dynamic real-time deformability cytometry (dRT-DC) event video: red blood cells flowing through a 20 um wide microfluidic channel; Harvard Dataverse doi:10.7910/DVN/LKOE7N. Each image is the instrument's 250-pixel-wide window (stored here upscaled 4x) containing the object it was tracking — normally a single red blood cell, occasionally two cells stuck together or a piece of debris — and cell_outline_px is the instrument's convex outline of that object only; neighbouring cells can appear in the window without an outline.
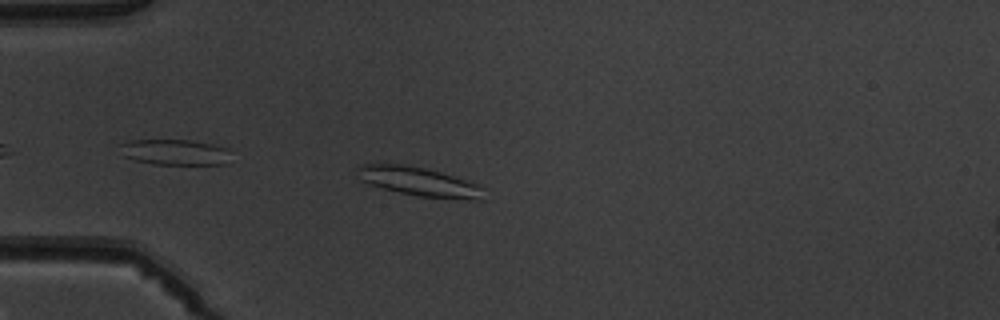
{"species": "common noctule bat (a hibernating species)", "species_latin": "Nyctalus noctula", "temperature_condition": "warm", "stored_images_in_passage": 5, "camera_frame_rate_fps": 3000, "um_per_image_px": 0.085, "animal": {"sex": "male", "body_mass_g": 19.5, "forearm_length_mm": 54.6}, "frame": {"image": 1, "passage_image": 5, "time_ms": 4.667, "image_size_px": [1000, 320], "cell_outline_px": [[484, 200], [468, 200], [416, 196], [384, 188], [360, 180], [356, 168], [360, 164], [400, 164], [424, 168], [440, 172], [480, 184]], "centroid_in_image_um": [35.65, 15.45], "position_along_channel_um": 49.4, "area_um2": 21.21}}